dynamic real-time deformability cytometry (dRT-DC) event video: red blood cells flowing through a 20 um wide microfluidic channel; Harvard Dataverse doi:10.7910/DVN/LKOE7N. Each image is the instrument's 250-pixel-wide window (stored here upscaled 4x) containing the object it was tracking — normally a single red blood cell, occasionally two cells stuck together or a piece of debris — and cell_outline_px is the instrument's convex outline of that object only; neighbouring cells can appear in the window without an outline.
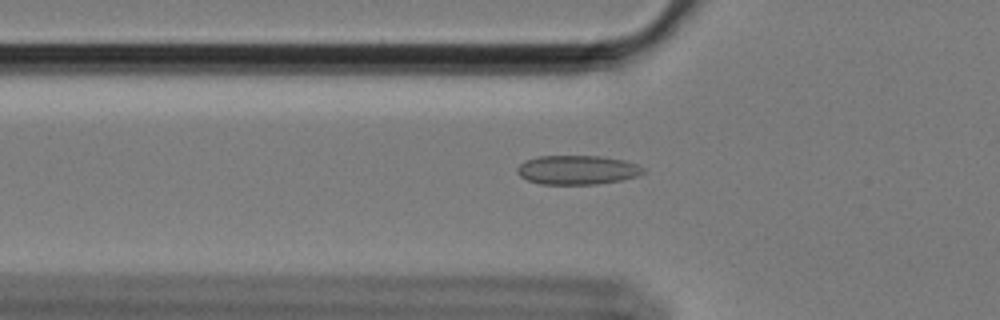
{"species": "Egyptian fruit bat (a non-hibernating species)", "species_latin": "Rousettus aegyptiacus", "temperature_condition": "cold", "stored_images_in_passage": 59, "camera_frame_rate_fps": 3000, "um_per_image_px": 0.085, "animal": {"sex": "female"}, "frame": {"image": 1, "passage_image": 20, "time_ms": 6.333, "image_size_px": [1000, 320], "cell_outline_px": [[648, 172], [636, 176], [620, 180], [596, 184], [540, 184], [528, 180], [520, 176], [516, 172], [516, 168], [524, 160], [536, 156], [604, 156], [624, 160], [648, 168]], "centroid_in_image_um": [49.09, 14.43], "position_along_channel_um": 76.7, "area_um2": 21.68}}
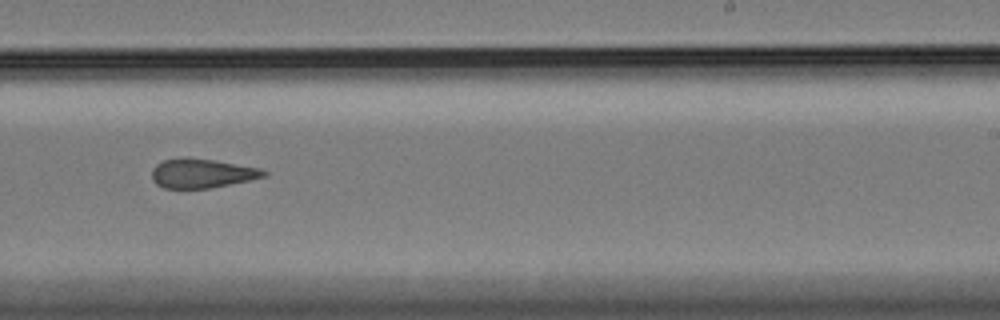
{"frame": {"image": 2, "passage_image": 37, "time_ms": 12.0, "image_size_px": [1000, 320], "cell_outline_px": [[268, 176], [212, 188], [164, 188], [156, 184], [152, 180], [152, 168], [156, 164], [164, 160], [184, 156], [212, 160], [260, 168], [268, 172]], "centroid_in_image_um": [17.15, 14.73], "position_along_channel_um": 271.9, "area_um2": 19.19}}
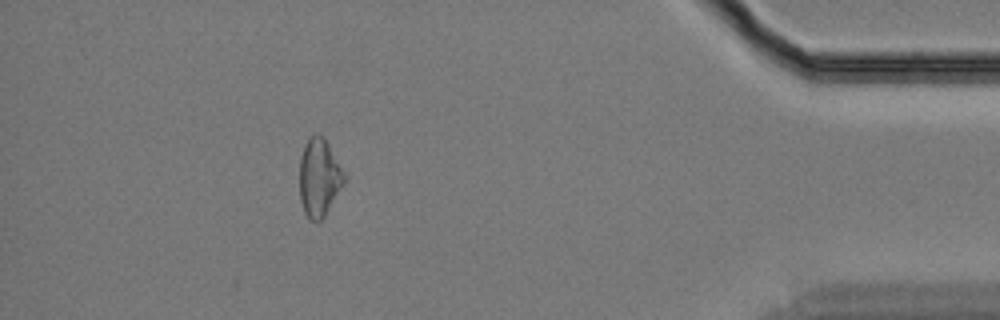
{"frame": {"image": 3, "passage_image": 53, "time_ms": 17.333, "image_size_px": [1000, 320], "cell_outline_px": [[348, 176], [344, 184], [324, 216], [320, 220], [312, 220], [304, 212], [300, 200], [300, 156], [304, 144], [308, 136], [316, 132], [324, 136]], "centroid_in_image_um": [27.15, 15.01], "position_along_channel_um": 408.1, "area_um2": 20.63}, "authors_computed_cell_mechanics": {"area_um2": 20.8658, "velocity_mm_per_s": 3.4272, "shape_relaxation_time_tau1_ms": null, "shape_relaxation_time_tau2_ms": 2.5407, "deformation_change_tau1": null, "deformation_change_tau2": 0.0955}}